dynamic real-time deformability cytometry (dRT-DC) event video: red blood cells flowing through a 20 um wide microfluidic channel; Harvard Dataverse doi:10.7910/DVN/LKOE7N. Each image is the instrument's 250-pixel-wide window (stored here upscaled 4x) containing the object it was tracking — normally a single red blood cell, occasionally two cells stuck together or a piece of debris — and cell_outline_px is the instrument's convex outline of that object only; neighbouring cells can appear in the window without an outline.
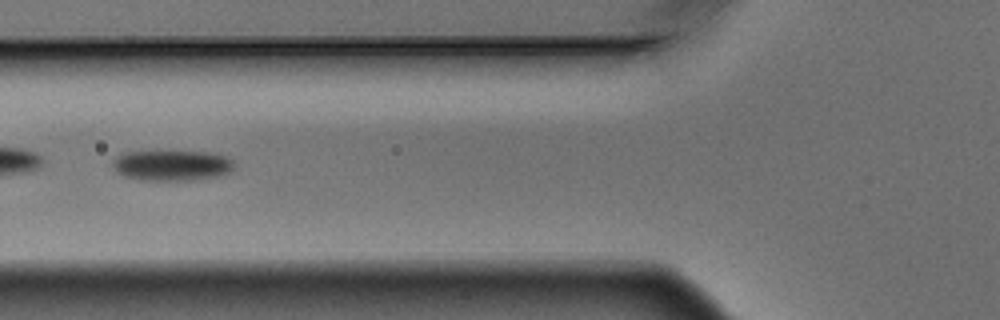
{"species": "Egyptian fruit bat (a non-hibernating species)", "species_latin": "Rousettus aegyptiacus", "temperature_condition": "warm", "stored_images_in_passage": 10, "camera_frame_rate_fps": 3000, "um_per_image_px": 0.085, "animal": {"sex": "male"}, "frame": {"image": 1, "passage_image": 6, "time_ms": 1.667, "image_size_px": [1000, 320], "cell_outline_px": [[232, 172], [220, 176], [192, 180], [140, 180], [124, 176], [116, 172], [112, 164], [112, 160], [116, 156], [124, 152], [160, 148], [212, 152], [224, 156], [232, 160]], "centroid_in_image_um": [14.56, 14.0], "position_along_channel_um": 111.2, "area_um2": 22.89}}
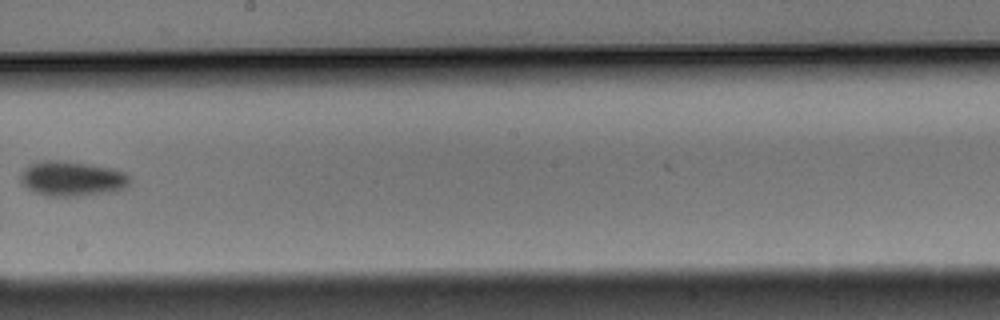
{"frame": {"image": 2, "passage_image": 9, "time_ms": 2.667, "image_size_px": [1000, 320], "cell_outline_px": [[132, 180], [128, 188], [116, 192], [80, 196], [48, 196], [32, 192], [20, 184], [20, 176], [32, 164], [44, 160], [60, 160], [116, 168], [132, 176]], "centroid_in_image_um": [6.22, 15.21], "position_along_channel_um": 242.0, "area_um2": 22.77}}
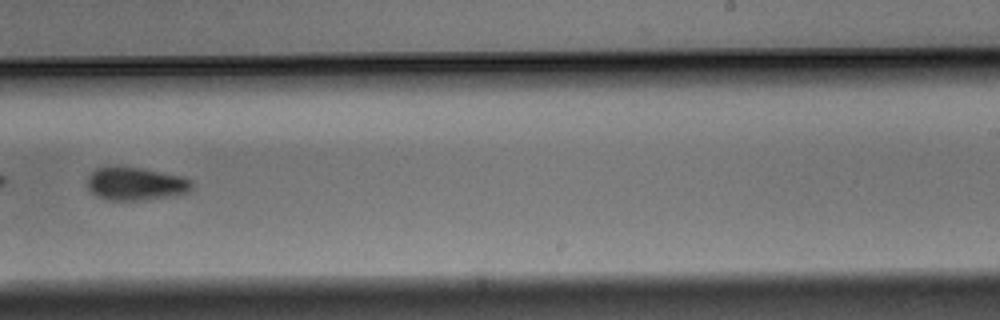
{"frame": {"image": 3, "passage_image": 10, "time_ms": 3.0, "image_size_px": [1000, 320], "cell_outline_px": [[192, 188], [188, 192], [172, 196], [144, 200], [104, 200], [96, 196], [88, 188], [88, 176], [96, 168], [140, 168], [180, 176], [192, 180]], "centroid_in_image_um": [11.54, 15.65], "position_along_channel_um": 277.5, "area_um2": 19.83}}